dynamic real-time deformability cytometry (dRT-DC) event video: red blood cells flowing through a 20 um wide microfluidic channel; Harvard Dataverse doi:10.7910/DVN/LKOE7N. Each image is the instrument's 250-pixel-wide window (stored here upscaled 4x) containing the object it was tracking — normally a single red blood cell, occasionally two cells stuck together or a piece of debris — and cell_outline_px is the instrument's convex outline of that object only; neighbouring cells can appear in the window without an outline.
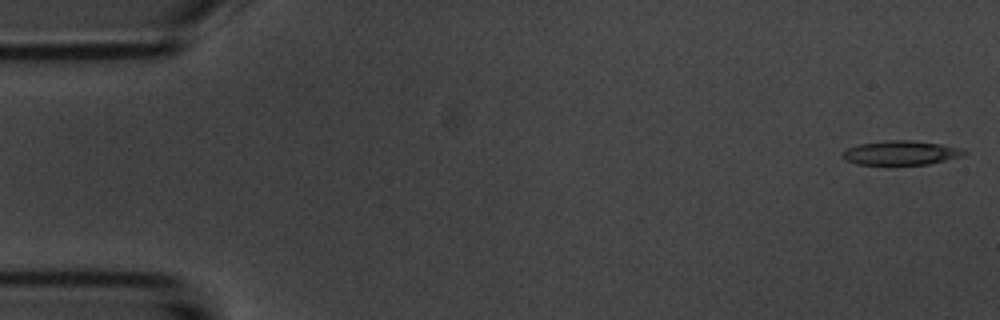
{"species": "common noctule bat (a hibernating species)", "species_latin": "Nyctalus noctula", "temperature_condition": "room temperature", "stored_images_in_passage": 53, "camera_frame_rate_fps": 3000, "um_per_image_px": 0.085, "animal": {"sex": "male", "body_mass_g": 20.1, "forearm_length_mm": 53.5}, "frame": {"image": 1, "passage_image": 1, "time_ms": 0.0, "image_size_px": [1000, 320], "cell_outline_px": [[968, 152], [964, 156], [928, 164], [856, 164], [844, 160], [844, 152], [848, 148], [860, 144], [884, 140], [912, 140], [940, 144], [960, 148]], "centroid_in_image_um": [76.61, 12.98], "position_along_channel_um": 8.4, "area_um2": 16.99}}
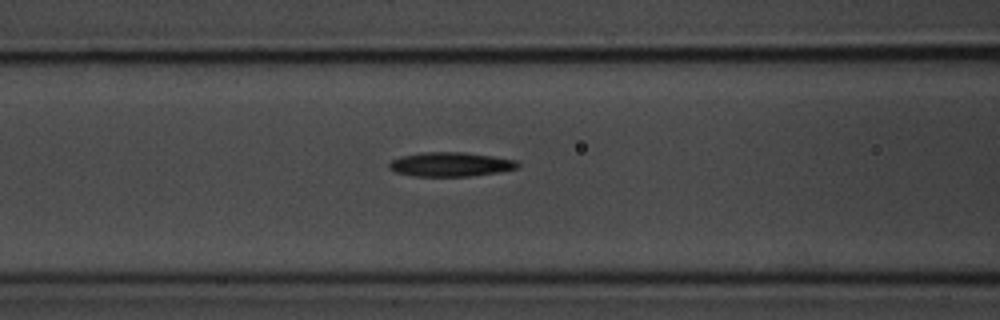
{"frame": {"image": 2, "passage_image": 21, "time_ms": 6.667, "image_size_px": [1000, 320], "cell_outline_px": [[520, 168], [500, 172], [472, 176], [412, 176], [396, 172], [388, 168], [388, 164], [392, 160], [400, 156], [424, 152], [464, 152], [492, 156], [516, 160], [520, 164]], "centroid_in_image_um": [38.31, 13.97], "position_along_channel_um": 128.3, "area_um2": 18.32}}
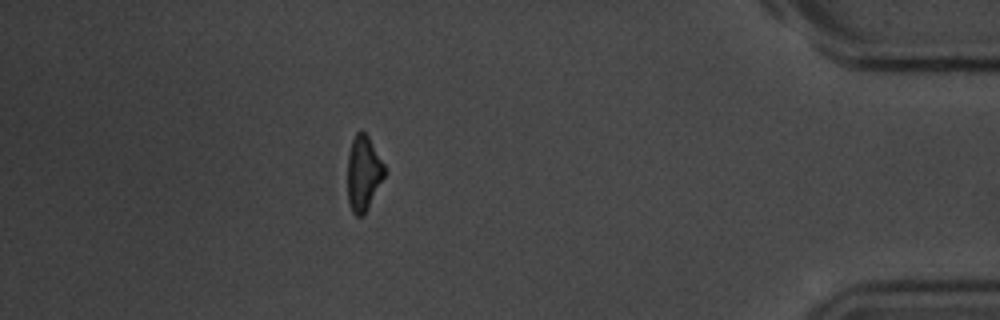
{"frame": {"image": 3, "passage_image": 47, "time_ms": 15.333, "image_size_px": [1000, 320], "cell_outline_px": [[384, 176], [364, 216], [356, 216], [352, 212], [348, 204], [348, 152], [352, 140], [356, 132], [364, 132], [368, 136], [384, 164]], "centroid_in_image_um": [30.87, 14.75], "position_along_channel_um": 404.3, "area_um2": 16.01}, "authors_computed_cell_mechanics": {"area_um2": 17.6868, "velocity_mm_per_s": 3.7274, "shape_relaxation_time_tau1_ms": 3.1738, "shape_relaxation_time_tau2_ms": null, "deformation_change_tau1": 0.1426, "deformation_change_tau2": null}}